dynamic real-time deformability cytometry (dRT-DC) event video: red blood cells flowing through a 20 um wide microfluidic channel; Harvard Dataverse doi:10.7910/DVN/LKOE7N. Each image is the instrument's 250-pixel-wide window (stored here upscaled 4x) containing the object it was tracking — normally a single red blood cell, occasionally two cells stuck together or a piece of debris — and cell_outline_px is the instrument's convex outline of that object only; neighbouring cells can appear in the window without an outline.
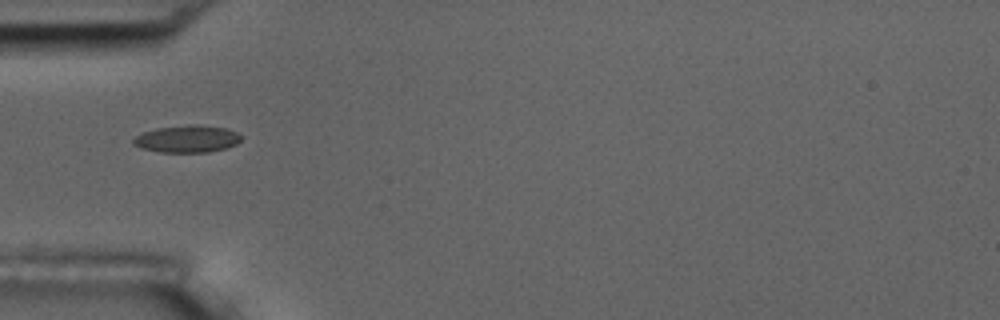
{"species": "common noctule bat (a hibernating species)", "species_latin": "Nyctalus noctula", "temperature_condition": "room temperature", "stored_images_in_passage": 5, "camera_frame_rate_fps": 3000, "um_per_image_px": 0.085, "animal": {"sex": "male", "body_mass_g": 17.5, "forearm_length_mm": 52.3}, "frame": {"image": 1, "passage_image": 1, "time_ms": 0.0, "image_size_px": [1000, 320], "cell_outline_px": [[240, 140], [236, 144], [224, 148], [208, 152], [160, 152], [140, 148], [132, 144], [132, 140], [136, 136], [144, 132], [156, 128], [188, 124], [196, 124], [228, 128], [236, 132], [240, 136]], "centroid_in_image_um": [15.88, 11.8], "position_along_channel_um": 69.1, "area_um2": 17.11}}
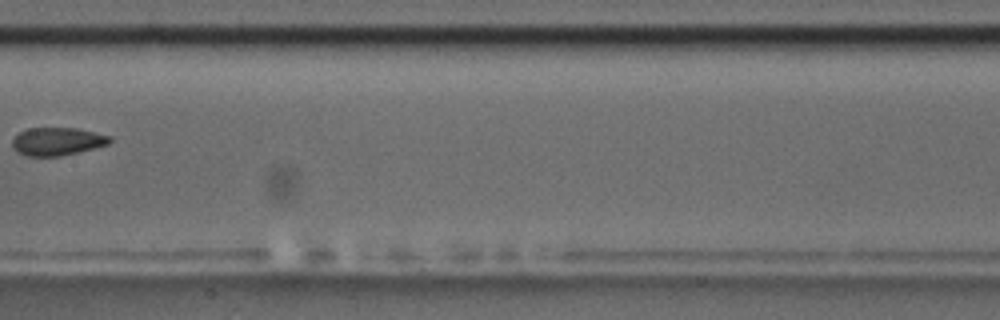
{"frame": {"image": 2, "passage_image": 4, "time_ms": 3.667, "image_size_px": [1000, 320], "cell_outline_px": [[112, 140], [108, 144], [60, 156], [28, 156], [16, 152], [12, 148], [12, 140], [20, 132], [28, 128], [76, 128], [112, 136]], "centroid_in_image_um": [4.84, 12.02], "position_along_channel_um": 202.6, "area_um2": 15.78}}
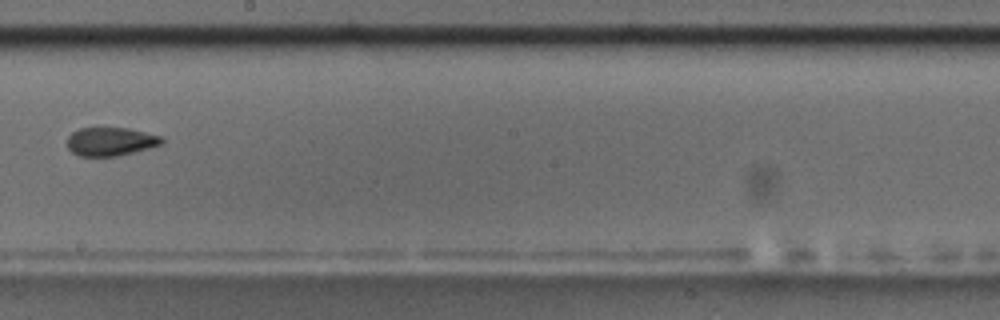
{"frame": {"image": 3, "passage_image": 5, "time_ms": 4.667, "image_size_px": [1000, 320], "cell_outline_px": [[164, 140], [160, 144], [148, 148], [116, 156], [80, 156], [72, 152], [68, 148], [68, 136], [72, 132], [80, 128], [128, 128], [160, 136]], "centroid_in_image_um": [9.36, 12.03], "position_along_channel_um": 238.8, "area_um2": 15.43}}